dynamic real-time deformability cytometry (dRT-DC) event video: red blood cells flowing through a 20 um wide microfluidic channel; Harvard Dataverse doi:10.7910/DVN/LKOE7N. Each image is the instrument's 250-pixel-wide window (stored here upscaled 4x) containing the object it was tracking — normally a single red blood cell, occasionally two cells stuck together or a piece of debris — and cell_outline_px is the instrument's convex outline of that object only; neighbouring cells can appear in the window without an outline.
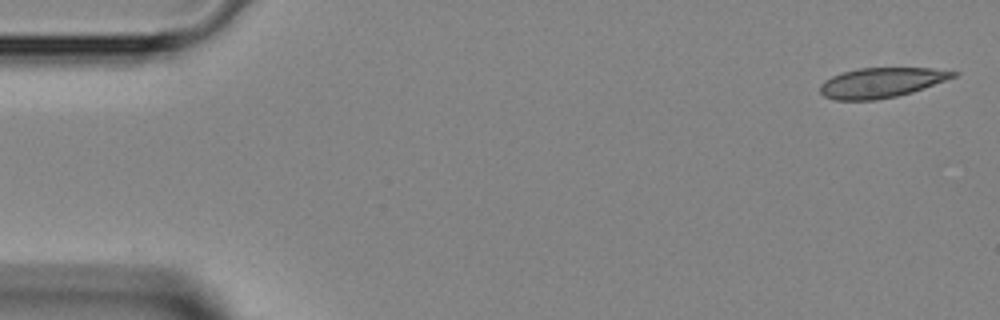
{"species": "Egyptian fruit bat (a non-hibernating species)", "species_latin": "Rousettus aegyptiacus", "temperature_condition": "room temperature", "stored_images_in_passage": 45, "camera_frame_rate_fps": 3000, "um_per_image_px": 0.085, "animal": {"sex": "female"}, "frame": {"image": 1, "passage_image": 1, "time_ms": 0.0, "image_size_px": [1000, 320], "cell_outline_px": [[960, 72], [956, 76], [924, 88], [912, 92], [896, 96], [876, 100], [836, 100], [824, 96], [820, 92], [820, 84], [824, 80], [832, 76], [844, 72], [860, 68], [932, 68]], "centroid_in_image_um": [74.9, 7.02], "position_along_channel_um": 10.1, "area_um2": 23.12}}
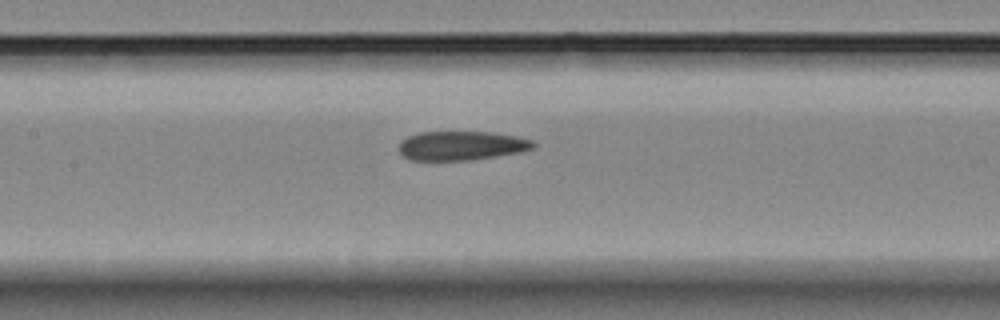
{"frame": {"image": 2, "passage_image": 20, "time_ms": 6.333, "image_size_px": [1000, 320], "cell_outline_px": [[536, 148], [520, 152], [472, 160], [408, 160], [400, 152], [400, 140], [408, 136], [420, 132], [492, 132], [516, 136], [532, 140], [536, 144]], "centroid_in_image_um": [39.24, 12.38], "position_along_channel_um": 168.2, "area_um2": 22.89}}
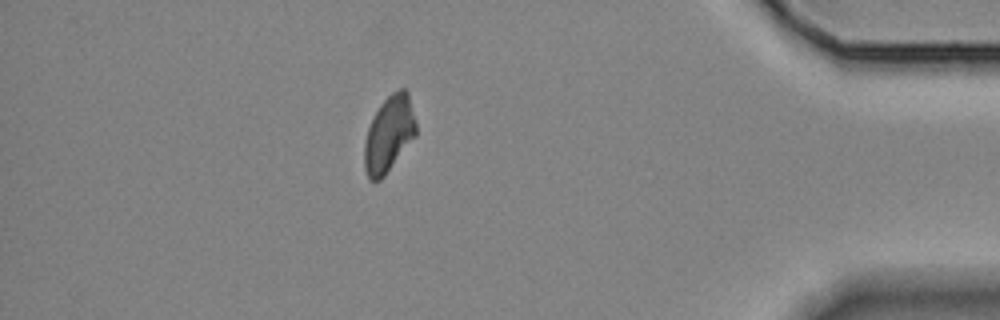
{"frame": {"image": 3, "passage_image": 39, "time_ms": 12.667, "image_size_px": [1000, 320], "cell_outline_px": [[416, 136], [384, 176], [380, 180], [368, 180], [364, 168], [364, 144], [368, 128], [380, 104], [392, 92], [400, 88], [404, 88], [408, 92], [416, 124]], "centroid_in_image_um": [33.06, 11.41], "position_along_channel_um": 402.1, "area_um2": 22.77}}